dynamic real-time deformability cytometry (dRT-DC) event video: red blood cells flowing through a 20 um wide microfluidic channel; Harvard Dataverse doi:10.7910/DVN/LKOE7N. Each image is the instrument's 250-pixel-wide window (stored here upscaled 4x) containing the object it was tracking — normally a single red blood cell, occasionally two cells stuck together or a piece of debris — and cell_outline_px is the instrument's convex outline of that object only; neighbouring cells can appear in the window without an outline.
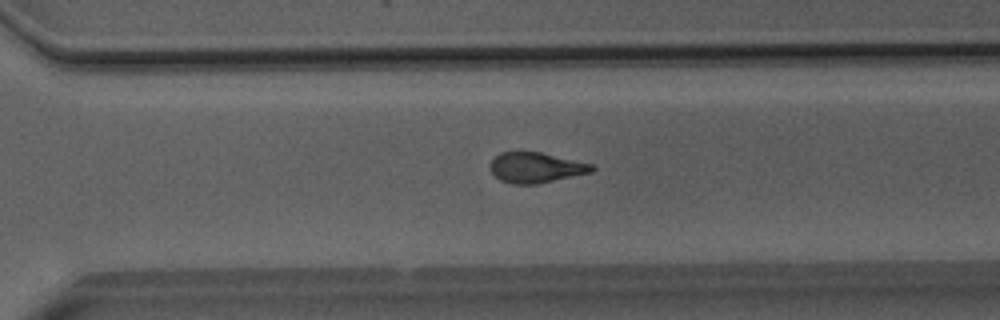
{"species": "Egyptian fruit bat (a non-hibernating species)", "species_latin": "Rousettus aegyptiacus", "temperature_condition": "room temperature", "stored_images_in_passage": 39, "camera_frame_rate_fps": 3000, "um_per_image_px": 0.085, "animal": {"sex": "male"}, "frame": {"image": 1, "passage_image": 24, "time_ms": 7.667, "image_size_px": [1000, 320], "cell_outline_px": [[596, 168], [592, 172], [536, 184], [512, 184], [500, 180], [492, 172], [492, 160], [500, 152], [540, 152], [592, 164]], "centroid_in_image_um": [45.57, 14.25], "position_along_channel_um": 325.0, "area_um2": 17.69}}
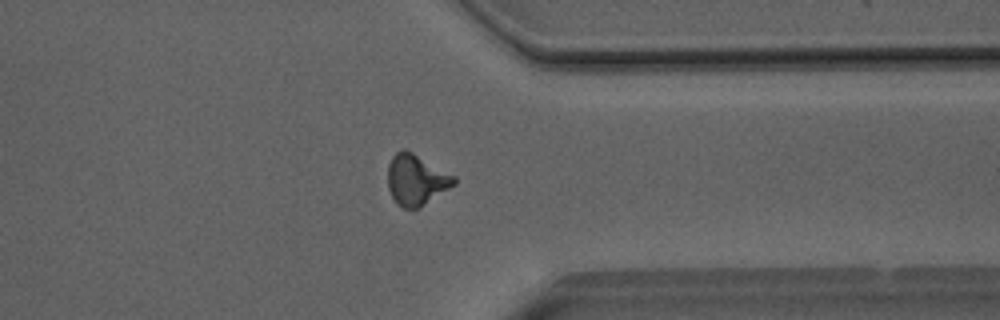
{"frame": {"image": 2, "passage_image": 28, "time_ms": 9.0, "image_size_px": [1000, 320], "cell_outline_px": [[456, 184], [420, 208], [404, 208], [396, 204], [388, 188], [388, 164], [392, 156], [400, 148], [404, 148], [412, 152], [456, 176]], "centroid_in_image_um": [35.38, 15.28], "position_along_channel_um": 376.0, "area_um2": 19.77}}
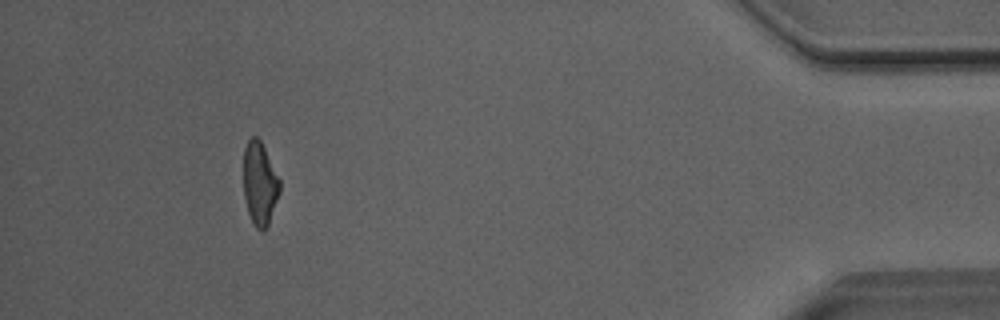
{"frame": {"image": 3, "passage_image": 35, "time_ms": 11.333, "image_size_px": [1000, 320], "cell_outline_px": [[280, 192], [268, 224], [264, 232], [256, 228], [248, 212], [244, 196], [244, 148], [248, 140], [252, 136], [256, 136], [260, 140], [280, 180]], "centroid_in_image_um": [22.07, 15.61], "position_along_channel_um": 413.1, "area_um2": 17.34}, "authors_computed_cell_mechanics": {"area_um2": 18.496, "velocity_mm_per_s": 4.0811, "shape_relaxation_time_tau1_ms": 6.4249, "shape_relaxation_time_tau2_ms": 2.1285, "deformation_change_tau1": 0.1961, "deformation_change_tau2": 0.1096}}